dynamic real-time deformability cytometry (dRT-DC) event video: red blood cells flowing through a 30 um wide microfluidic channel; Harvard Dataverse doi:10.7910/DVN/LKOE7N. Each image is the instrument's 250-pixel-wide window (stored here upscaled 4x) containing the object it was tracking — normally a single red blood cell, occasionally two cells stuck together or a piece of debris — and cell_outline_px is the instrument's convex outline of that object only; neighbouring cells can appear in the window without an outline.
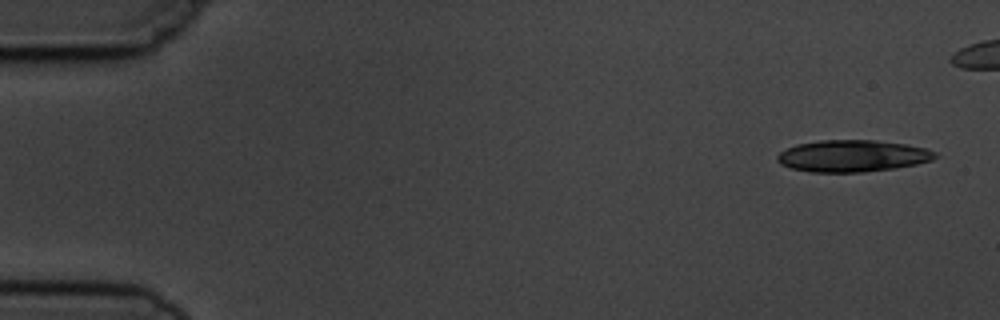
{"species": "common noctule bat (a hibernating species)", "species_latin": "Nyctalus noctula", "temperature_condition": "cold", "stored_images_in_passage": 8, "camera_frame_rate_fps": 3000, "um_per_image_px": 0.085, "animal": {"sex": "male", "body_mass_g": 19.5, "forearm_length_mm": 54.6}, "frame": {"image": 1, "passage_image": 1, "time_ms": 0.0, "image_size_px": [1000, 320], "cell_outline_px": [[940, 156], [932, 160], [916, 164], [896, 168], [864, 172], [812, 172], [792, 168], [780, 164], [776, 160], [776, 156], [780, 152], [796, 144], [820, 140], [876, 140], [904, 144], [928, 148], [936, 152]], "centroid_in_image_um": [72.49, 13.25], "position_along_channel_um": 12.5, "area_um2": 29.42}}
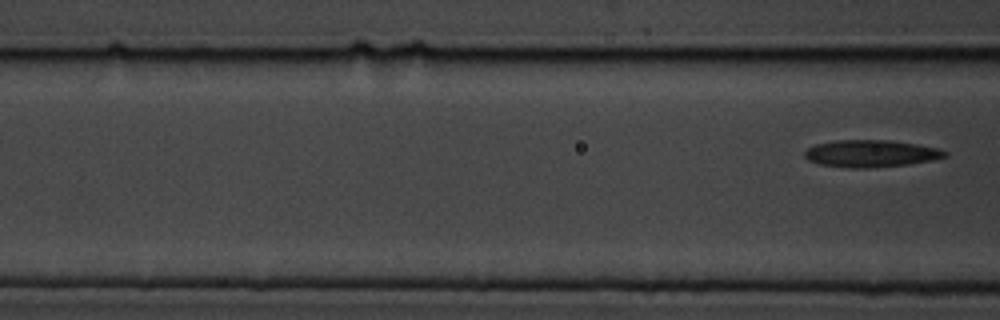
{"frame": {"image": 2, "passage_image": 8, "time_ms": 8.0, "image_size_px": [1000, 320], "cell_outline_px": [[948, 156], [932, 160], [908, 164], [868, 168], [852, 168], [820, 164], [808, 160], [804, 156], [804, 152], [808, 148], [816, 144], [836, 140], [888, 140], [916, 144], [940, 148], [948, 152]], "centroid_in_image_um": [74.05, 13.05], "position_along_channel_um": 92.6, "area_um2": 22.14}}